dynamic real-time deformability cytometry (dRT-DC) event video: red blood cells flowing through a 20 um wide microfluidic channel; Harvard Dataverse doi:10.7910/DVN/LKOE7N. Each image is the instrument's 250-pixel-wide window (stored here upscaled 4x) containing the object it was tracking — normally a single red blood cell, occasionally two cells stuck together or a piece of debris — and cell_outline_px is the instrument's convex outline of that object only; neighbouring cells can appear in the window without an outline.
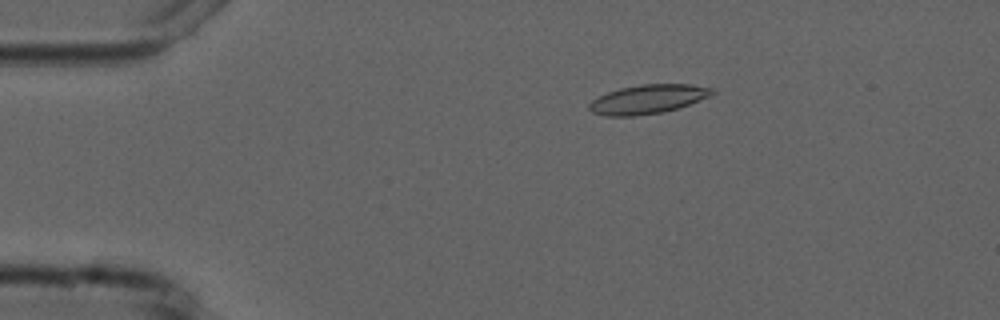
{"species": "common noctule bat (a hibernating species)", "species_latin": "Nyctalus noctula", "temperature_condition": "cold", "stored_images_in_passage": 5, "camera_frame_rate_fps": 3000, "um_per_image_px": 0.085, "animal": {"sex": "male", "forearm_length_mm": 52.5}, "frame": {"image": 1, "passage_image": 2, "time_ms": 2.333, "image_size_px": [1000, 320], "cell_outline_px": [[716, 92], [708, 96], [688, 104], [664, 112], [632, 116], [604, 116], [592, 112], [588, 108], [588, 104], [592, 100], [608, 92], [620, 88], [640, 84], [688, 84], [716, 88]], "centroid_in_image_um": [55.05, 8.43], "position_along_channel_um": 29.9, "area_um2": 20.69}}
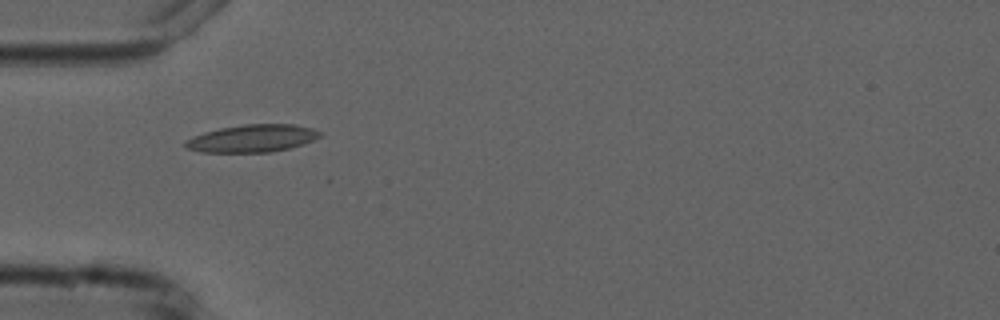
{"frame": {"image": 2, "passage_image": 4, "time_ms": 4.667, "image_size_px": [1000, 320], "cell_outline_px": [[320, 136], [304, 144], [288, 148], [268, 152], [200, 152], [188, 148], [184, 144], [184, 140], [192, 136], [204, 132], [220, 128], [244, 124], [296, 124], [312, 128], [320, 132]], "centroid_in_image_um": [21.41, 11.75], "position_along_channel_um": 63.6, "area_um2": 21.5}}
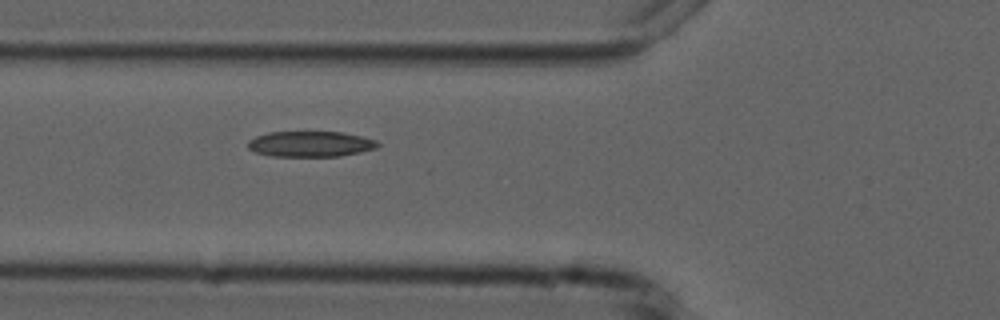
{"frame": {"image": 3, "passage_image": 5, "time_ms": 5.667, "image_size_px": [1000, 320], "cell_outline_px": [[380, 144], [376, 148], [360, 152], [340, 156], [272, 156], [256, 152], [248, 148], [248, 140], [256, 136], [268, 132], [344, 132], [376, 140]], "centroid_in_image_um": [26.39, 12.23], "position_along_channel_um": 99.4, "area_um2": 19.31}}